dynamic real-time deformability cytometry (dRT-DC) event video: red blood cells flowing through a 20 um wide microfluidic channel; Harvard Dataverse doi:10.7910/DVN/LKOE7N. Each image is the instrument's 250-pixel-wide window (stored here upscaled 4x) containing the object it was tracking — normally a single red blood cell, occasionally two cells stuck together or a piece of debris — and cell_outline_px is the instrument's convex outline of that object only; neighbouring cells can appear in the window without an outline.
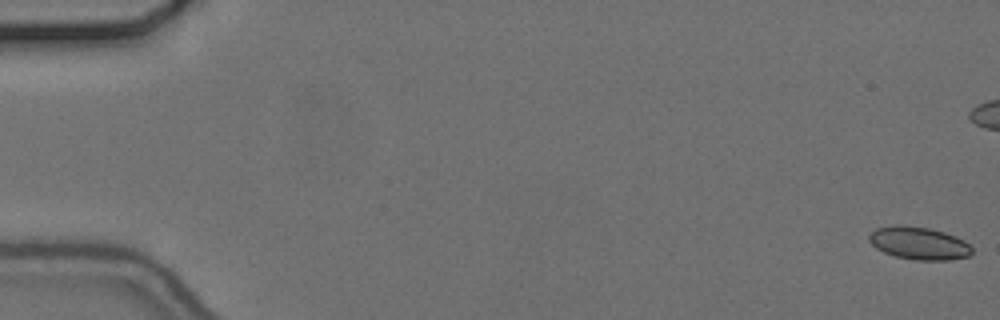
{"species": "common noctule bat (a hibernating species)", "species_latin": "Nyctalus noctula", "temperature_condition": "cold", "stored_images_in_passage": 58, "camera_frame_rate_fps": 3000, "um_per_image_px": 0.085, "animal": {"sex": "female", "body_mass_g": 24.6, "forearm_length_mm": 56.2}, "frame": {"image": 1, "passage_image": 1, "time_ms": 0.0, "image_size_px": [1000, 320], "cell_outline_px": [[972, 252], [968, 256], [948, 260], [916, 260], [896, 256], [884, 252], [876, 248], [868, 240], [868, 236], [876, 228], [900, 224], [904, 224], [928, 228], [944, 232], [956, 236], [964, 240], [972, 248]], "centroid_in_image_um": [78.1, 20.66], "position_along_channel_um": 6.9, "area_um2": 19.59}}
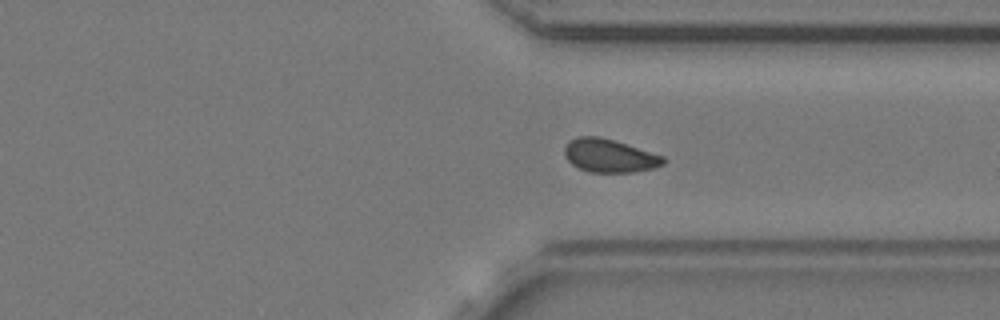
{"frame": {"image": 2, "passage_image": 43, "time_ms": 14.0, "image_size_px": [1000, 320], "cell_outline_px": [[668, 160], [664, 164], [652, 168], [632, 172], [588, 172], [572, 164], [564, 156], [564, 148], [568, 140], [580, 136], [600, 136], [664, 156]], "centroid_in_image_um": [51.78, 13.23], "position_along_channel_um": 359.6, "area_um2": 19.13}}
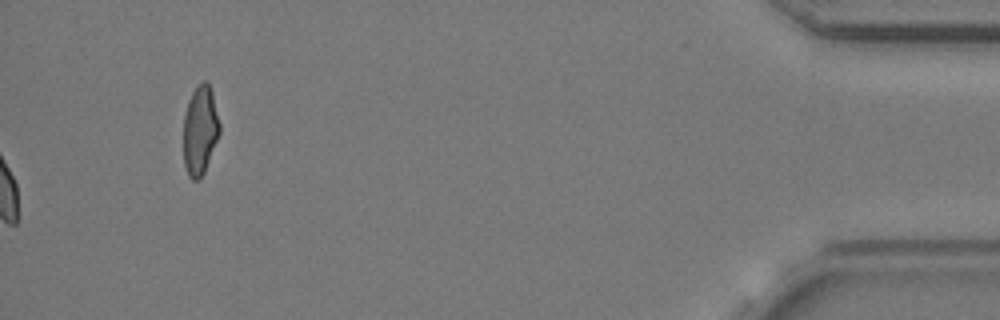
{"frame": {"image": 3, "passage_image": 58, "time_ms": 19.0, "image_size_px": [1000, 320], "cell_outline_px": [[220, 132], [204, 172], [200, 180], [192, 180], [188, 176], [184, 164], [184, 116], [188, 100], [192, 92], [204, 80], [208, 84], [212, 92], [220, 124]], "centroid_in_image_um": [17.0, 11.1], "position_along_channel_um": 418.2, "area_um2": 18.61}, "authors_computed_cell_mechanics": {"area_um2": 19.1318, "velocity_mm_per_s": 3.6607, "shape_relaxation_time_tau1_ms": 4.0441, "shape_relaxation_time_tau2_ms": 3.1742, "deformation_change_tau1": 0.0625, "deformation_change_tau2": 0.0702}}